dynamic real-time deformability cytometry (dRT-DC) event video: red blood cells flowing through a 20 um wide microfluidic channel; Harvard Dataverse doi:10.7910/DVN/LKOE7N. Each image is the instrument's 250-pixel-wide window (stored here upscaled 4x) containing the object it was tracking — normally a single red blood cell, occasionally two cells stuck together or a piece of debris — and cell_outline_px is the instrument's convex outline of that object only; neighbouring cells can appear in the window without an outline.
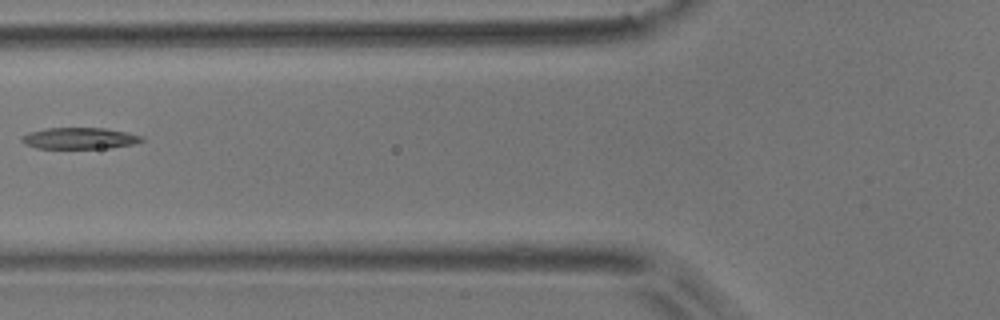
{"species": "common noctule bat (a hibernating species)", "species_latin": "Nyctalus noctula", "temperature_condition": "room temperature", "stored_images_in_passage": 8, "camera_frame_rate_fps": 3000, "um_per_image_px": 0.085, "animal": {"sex": "male", "body_mass_g": 17.9}, "frame": {"image": 1, "passage_image": 5, "time_ms": 1.333, "image_size_px": [1000, 320], "cell_outline_px": [[144, 140], [132, 144], [108, 148], [36, 148], [24, 144], [20, 140], [20, 136], [28, 132], [48, 128], [104, 128], [128, 132], [144, 136]], "centroid_in_image_um": [6.74, 11.75], "position_along_channel_um": 119.1, "area_um2": 15.03}}
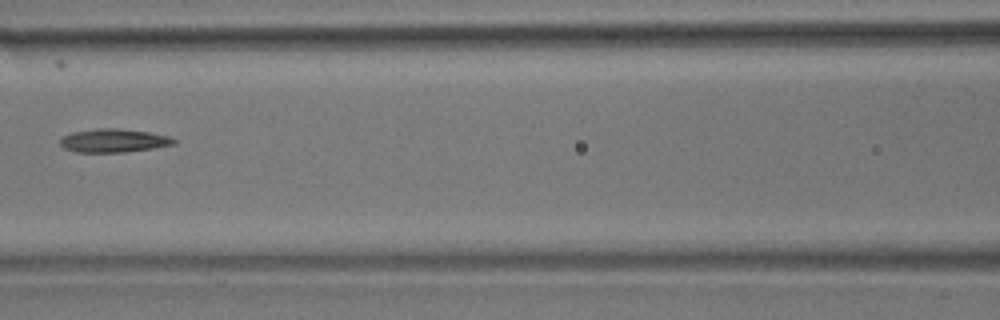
{"frame": {"image": 2, "passage_image": 6, "time_ms": 1.667, "image_size_px": [1000, 320], "cell_outline_px": [[176, 144], [152, 148], [124, 152], [76, 152], [64, 148], [60, 144], [60, 140], [64, 136], [72, 132], [96, 128], [116, 128], [148, 132], [168, 136], [176, 140]], "centroid_in_image_um": [9.65, 11.95], "position_along_channel_um": 157.0, "area_um2": 15.43}}